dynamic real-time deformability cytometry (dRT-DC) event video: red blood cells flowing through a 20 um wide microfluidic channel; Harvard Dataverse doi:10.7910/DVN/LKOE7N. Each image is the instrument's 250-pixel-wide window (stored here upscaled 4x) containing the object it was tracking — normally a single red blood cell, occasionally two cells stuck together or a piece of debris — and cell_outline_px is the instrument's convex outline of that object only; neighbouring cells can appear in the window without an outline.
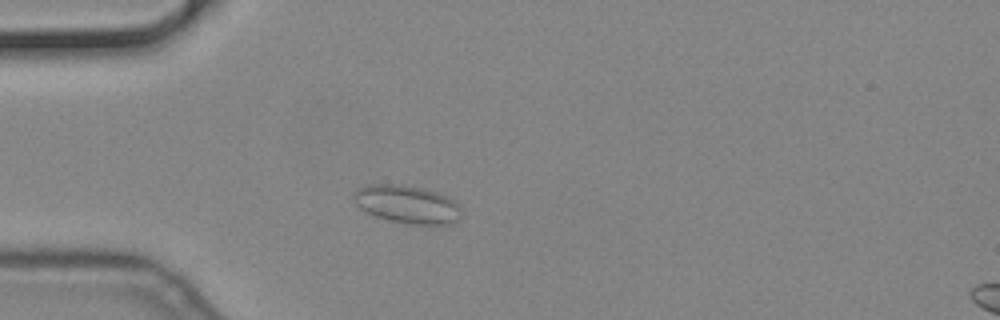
{"species": "common noctule bat (a hibernating species)", "species_latin": "Nyctalus noctula", "temperature_condition": "cold", "stored_images_in_passage": 52, "camera_frame_rate_fps": 3000, "um_per_image_px": 0.085, "animal": {"sex": "male", "body_mass_g": 19.2, "forearm_length_mm": 51.8}, "frame": {"image": 1, "passage_image": 10, "time_ms": 3.0, "image_size_px": [1000, 320], "cell_outline_px": [[460, 216], [456, 220], [444, 224], [412, 224], [392, 220], [376, 216], [360, 208], [356, 204], [352, 196], [356, 188], [368, 184], [400, 184], [424, 188], [440, 192], [448, 196], [456, 204], [460, 212]], "centroid_in_image_um": [34.56, 17.33], "position_along_channel_um": 50.4, "area_um2": 23.64}}
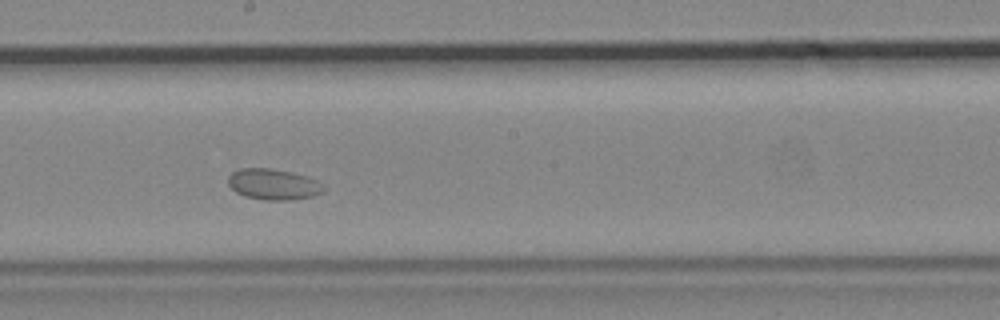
{"frame": {"image": 2, "passage_image": 26, "time_ms": 8.333, "image_size_px": [1000, 320], "cell_outline_px": [[324, 192], [312, 196], [288, 200], [268, 200], [244, 196], [236, 192], [228, 184], [228, 176], [232, 172], [240, 168], [272, 168], [292, 172], [308, 176], [324, 184]], "centroid_in_image_um": [23.24, 15.65], "position_along_channel_um": 225.0, "area_um2": 17.28}}
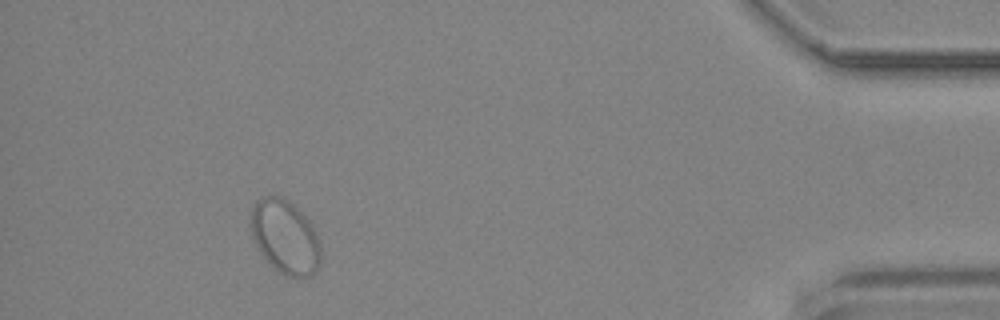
{"frame": {"image": 3, "passage_image": 47, "time_ms": 15.333, "image_size_px": [1000, 320], "cell_outline_px": [[320, 264], [316, 272], [312, 276], [288, 276], [280, 272], [260, 252], [252, 236], [252, 208], [256, 200], [264, 196], [276, 196], [288, 200], [312, 224], [320, 240]], "centroid_in_image_um": [24.27, 20.13], "position_along_channel_um": 410.9, "area_um2": 29.65}}